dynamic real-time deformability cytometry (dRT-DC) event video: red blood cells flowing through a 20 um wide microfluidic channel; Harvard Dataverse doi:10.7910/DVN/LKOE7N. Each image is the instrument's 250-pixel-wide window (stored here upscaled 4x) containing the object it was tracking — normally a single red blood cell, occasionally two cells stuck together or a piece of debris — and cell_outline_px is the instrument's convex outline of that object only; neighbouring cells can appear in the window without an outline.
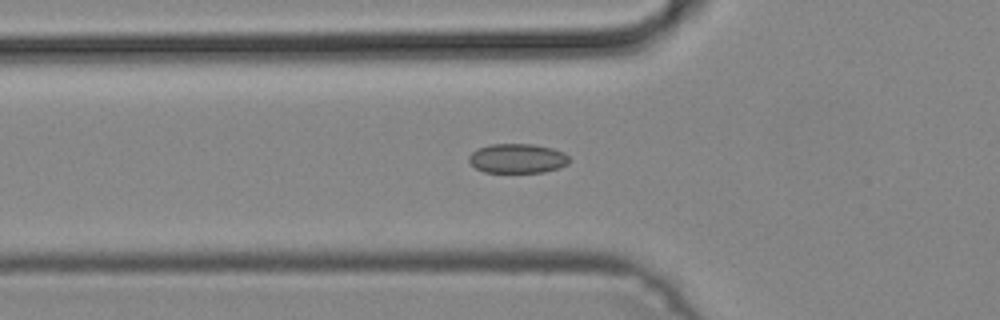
{"species": "common noctule bat (a hibernating species)", "species_latin": "Nyctalus noctula", "temperature_condition": "cold", "stored_images_in_passage": 32, "camera_frame_rate_fps": 3000, "um_per_image_px": 0.085, "animal": {"sex": "male", "body_mass_g": 19.2, "forearm_length_mm": 51.8}, "frame": {"image": 1, "passage_image": 4, "time_ms": 1.0, "image_size_px": [1000, 320], "cell_outline_px": [[572, 160], [568, 164], [560, 168], [544, 172], [484, 172], [476, 168], [468, 160], [468, 156], [472, 152], [480, 148], [492, 144], [532, 144], [552, 148], [564, 152]], "centroid_in_image_um": [44.03, 13.47], "position_along_channel_um": 81.8, "area_um2": 17.28}}
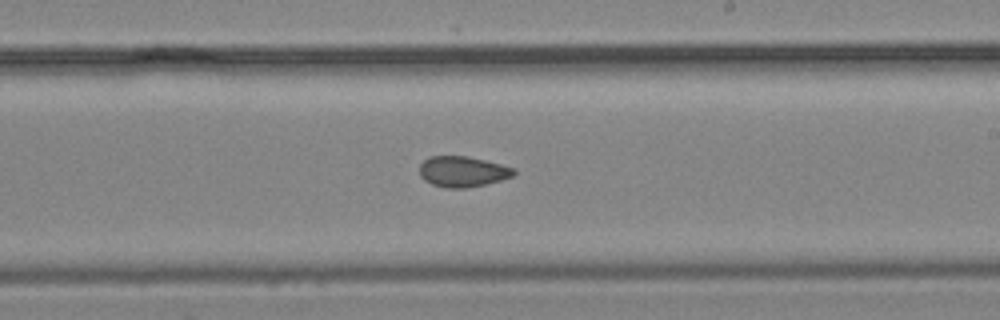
{"frame": {"image": 2, "passage_image": 16, "time_ms": 5.0, "image_size_px": [1000, 320], "cell_outline_px": [[516, 172], [512, 176], [500, 180], [484, 184], [464, 188], [448, 188], [432, 184], [424, 180], [420, 176], [420, 164], [428, 156], [468, 156], [516, 168]], "centroid_in_image_um": [39.31, 14.57], "position_along_channel_um": 249.7, "area_um2": 16.76}}
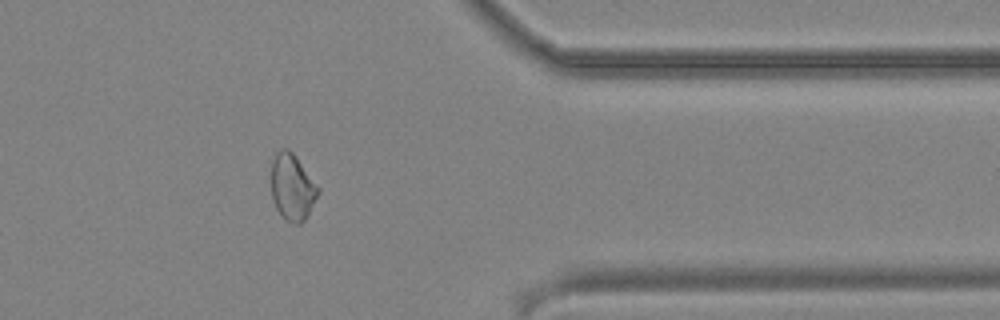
{"frame": {"image": 3, "passage_image": 27, "time_ms": 8.667, "image_size_px": [1000, 320], "cell_outline_px": [[320, 192], [304, 220], [300, 224], [292, 224], [284, 220], [276, 208], [272, 196], [272, 160], [276, 152], [280, 148], [288, 148], [296, 156], [320, 188]], "centroid_in_image_um": [24.85, 15.9], "position_along_channel_um": 386.6, "area_um2": 18.21}}